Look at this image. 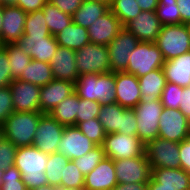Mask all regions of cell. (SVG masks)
<instances>
[{
  "label": "cell",
  "instance_id": "obj_1",
  "mask_svg": "<svg viewBox=\"0 0 190 190\" xmlns=\"http://www.w3.org/2000/svg\"><path fill=\"white\" fill-rule=\"evenodd\" d=\"M48 156L34 145L17 148L14 165L28 190L48 184L45 175Z\"/></svg>",
  "mask_w": 190,
  "mask_h": 190
},
{
  "label": "cell",
  "instance_id": "obj_2",
  "mask_svg": "<svg viewBox=\"0 0 190 190\" xmlns=\"http://www.w3.org/2000/svg\"><path fill=\"white\" fill-rule=\"evenodd\" d=\"M115 72L79 75L75 93L82 99L100 102L102 105L116 103Z\"/></svg>",
  "mask_w": 190,
  "mask_h": 190
},
{
  "label": "cell",
  "instance_id": "obj_3",
  "mask_svg": "<svg viewBox=\"0 0 190 190\" xmlns=\"http://www.w3.org/2000/svg\"><path fill=\"white\" fill-rule=\"evenodd\" d=\"M42 112H13L2 126L3 137L17 148L31 146Z\"/></svg>",
  "mask_w": 190,
  "mask_h": 190
},
{
  "label": "cell",
  "instance_id": "obj_4",
  "mask_svg": "<svg viewBox=\"0 0 190 190\" xmlns=\"http://www.w3.org/2000/svg\"><path fill=\"white\" fill-rule=\"evenodd\" d=\"M129 56L128 66L124 72L137 78L155 69H161L165 63L162 52L155 42H139Z\"/></svg>",
  "mask_w": 190,
  "mask_h": 190
},
{
  "label": "cell",
  "instance_id": "obj_5",
  "mask_svg": "<svg viewBox=\"0 0 190 190\" xmlns=\"http://www.w3.org/2000/svg\"><path fill=\"white\" fill-rule=\"evenodd\" d=\"M155 44L167 61L190 51V36L183 23L163 25Z\"/></svg>",
  "mask_w": 190,
  "mask_h": 190
},
{
  "label": "cell",
  "instance_id": "obj_6",
  "mask_svg": "<svg viewBox=\"0 0 190 190\" xmlns=\"http://www.w3.org/2000/svg\"><path fill=\"white\" fill-rule=\"evenodd\" d=\"M76 65L79 75L111 72L107 46L89 43L76 51Z\"/></svg>",
  "mask_w": 190,
  "mask_h": 190
},
{
  "label": "cell",
  "instance_id": "obj_7",
  "mask_svg": "<svg viewBox=\"0 0 190 190\" xmlns=\"http://www.w3.org/2000/svg\"><path fill=\"white\" fill-rule=\"evenodd\" d=\"M145 155L151 170L154 168L179 169V143L164 138H155L145 144Z\"/></svg>",
  "mask_w": 190,
  "mask_h": 190
},
{
  "label": "cell",
  "instance_id": "obj_8",
  "mask_svg": "<svg viewBox=\"0 0 190 190\" xmlns=\"http://www.w3.org/2000/svg\"><path fill=\"white\" fill-rule=\"evenodd\" d=\"M105 156L112 160L128 159L145 154V144L137 135L106 134L103 142Z\"/></svg>",
  "mask_w": 190,
  "mask_h": 190
},
{
  "label": "cell",
  "instance_id": "obj_9",
  "mask_svg": "<svg viewBox=\"0 0 190 190\" xmlns=\"http://www.w3.org/2000/svg\"><path fill=\"white\" fill-rule=\"evenodd\" d=\"M163 108L161 99L140 102L133 108L136 112L137 136L144 144L158 137L159 118Z\"/></svg>",
  "mask_w": 190,
  "mask_h": 190
},
{
  "label": "cell",
  "instance_id": "obj_10",
  "mask_svg": "<svg viewBox=\"0 0 190 190\" xmlns=\"http://www.w3.org/2000/svg\"><path fill=\"white\" fill-rule=\"evenodd\" d=\"M118 183H148L152 170L145 154L138 157L114 160Z\"/></svg>",
  "mask_w": 190,
  "mask_h": 190
},
{
  "label": "cell",
  "instance_id": "obj_11",
  "mask_svg": "<svg viewBox=\"0 0 190 190\" xmlns=\"http://www.w3.org/2000/svg\"><path fill=\"white\" fill-rule=\"evenodd\" d=\"M190 136V120L179 109L163 108L158 137L180 143Z\"/></svg>",
  "mask_w": 190,
  "mask_h": 190
},
{
  "label": "cell",
  "instance_id": "obj_12",
  "mask_svg": "<svg viewBox=\"0 0 190 190\" xmlns=\"http://www.w3.org/2000/svg\"><path fill=\"white\" fill-rule=\"evenodd\" d=\"M64 128L49 113H44L37 124L32 145L48 155L56 153Z\"/></svg>",
  "mask_w": 190,
  "mask_h": 190
},
{
  "label": "cell",
  "instance_id": "obj_13",
  "mask_svg": "<svg viewBox=\"0 0 190 190\" xmlns=\"http://www.w3.org/2000/svg\"><path fill=\"white\" fill-rule=\"evenodd\" d=\"M139 40L126 28H122L117 36L107 45L111 72H123L128 66L130 53L135 49Z\"/></svg>",
  "mask_w": 190,
  "mask_h": 190
},
{
  "label": "cell",
  "instance_id": "obj_14",
  "mask_svg": "<svg viewBox=\"0 0 190 190\" xmlns=\"http://www.w3.org/2000/svg\"><path fill=\"white\" fill-rule=\"evenodd\" d=\"M95 146L97 145L85 136L77 126H65L57 152L74 160L88 153Z\"/></svg>",
  "mask_w": 190,
  "mask_h": 190
},
{
  "label": "cell",
  "instance_id": "obj_15",
  "mask_svg": "<svg viewBox=\"0 0 190 190\" xmlns=\"http://www.w3.org/2000/svg\"><path fill=\"white\" fill-rule=\"evenodd\" d=\"M9 87L11 88L14 112H40L41 87L19 79H14Z\"/></svg>",
  "mask_w": 190,
  "mask_h": 190
},
{
  "label": "cell",
  "instance_id": "obj_16",
  "mask_svg": "<svg viewBox=\"0 0 190 190\" xmlns=\"http://www.w3.org/2000/svg\"><path fill=\"white\" fill-rule=\"evenodd\" d=\"M162 26L156 11H142L124 28L131 32L139 42H155Z\"/></svg>",
  "mask_w": 190,
  "mask_h": 190
},
{
  "label": "cell",
  "instance_id": "obj_17",
  "mask_svg": "<svg viewBox=\"0 0 190 190\" xmlns=\"http://www.w3.org/2000/svg\"><path fill=\"white\" fill-rule=\"evenodd\" d=\"M116 103L124 108L133 109L140 103L139 79L126 72H115Z\"/></svg>",
  "mask_w": 190,
  "mask_h": 190
},
{
  "label": "cell",
  "instance_id": "obj_18",
  "mask_svg": "<svg viewBox=\"0 0 190 190\" xmlns=\"http://www.w3.org/2000/svg\"><path fill=\"white\" fill-rule=\"evenodd\" d=\"M75 92V83L53 79L40 89V112L49 113L54 107Z\"/></svg>",
  "mask_w": 190,
  "mask_h": 190
},
{
  "label": "cell",
  "instance_id": "obj_19",
  "mask_svg": "<svg viewBox=\"0 0 190 190\" xmlns=\"http://www.w3.org/2000/svg\"><path fill=\"white\" fill-rule=\"evenodd\" d=\"M76 51L59 46L50 61L54 79L75 83L79 72L75 60Z\"/></svg>",
  "mask_w": 190,
  "mask_h": 190
},
{
  "label": "cell",
  "instance_id": "obj_20",
  "mask_svg": "<svg viewBox=\"0 0 190 190\" xmlns=\"http://www.w3.org/2000/svg\"><path fill=\"white\" fill-rule=\"evenodd\" d=\"M26 16L20 7H3L1 45L16 43L24 35Z\"/></svg>",
  "mask_w": 190,
  "mask_h": 190
},
{
  "label": "cell",
  "instance_id": "obj_21",
  "mask_svg": "<svg viewBox=\"0 0 190 190\" xmlns=\"http://www.w3.org/2000/svg\"><path fill=\"white\" fill-rule=\"evenodd\" d=\"M122 28L120 20L109 10L88 28L90 43L107 46Z\"/></svg>",
  "mask_w": 190,
  "mask_h": 190
},
{
  "label": "cell",
  "instance_id": "obj_22",
  "mask_svg": "<svg viewBox=\"0 0 190 190\" xmlns=\"http://www.w3.org/2000/svg\"><path fill=\"white\" fill-rule=\"evenodd\" d=\"M114 160L104 159L84 178L85 190H112L117 184Z\"/></svg>",
  "mask_w": 190,
  "mask_h": 190
},
{
  "label": "cell",
  "instance_id": "obj_23",
  "mask_svg": "<svg viewBox=\"0 0 190 190\" xmlns=\"http://www.w3.org/2000/svg\"><path fill=\"white\" fill-rule=\"evenodd\" d=\"M20 48L32 59L50 63L59 47L55 36H48L46 39L26 40L23 36L16 42Z\"/></svg>",
  "mask_w": 190,
  "mask_h": 190
},
{
  "label": "cell",
  "instance_id": "obj_24",
  "mask_svg": "<svg viewBox=\"0 0 190 190\" xmlns=\"http://www.w3.org/2000/svg\"><path fill=\"white\" fill-rule=\"evenodd\" d=\"M162 69L167 82L183 88L190 86V51L165 61Z\"/></svg>",
  "mask_w": 190,
  "mask_h": 190
},
{
  "label": "cell",
  "instance_id": "obj_25",
  "mask_svg": "<svg viewBox=\"0 0 190 190\" xmlns=\"http://www.w3.org/2000/svg\"><path fill=\"white\" fill-rule=\"evenodd\" d=\"M141 91L140 102H150L161 99L167 80L163 69H155L146 75L138 77Z\"/></svg>",
  "mask_w": 190,
  "mask_h": 190
},
{
  "label": "cell",
  "instance_id": "obj_26",
  "mask_svg": "<svg viewBox=\"0 0 190 190\" xmlns=\"http://www.w3.org/2000/svg\"><path fill=\"white\" fill-rule=\"evenodd\" d=\"M151 176L160 183V187L190 190V173L182 168H154Z\"/></svg>",
  "mask_w": 190,
  "mask_h": 190
},
{
  "label": "cell",
  "instance_id": "obj_27",
  "mask_svg": "<svg viewBox=\"0 0 190 190\" xmlns=\"http://www.w3.org/2000/svg\"><path fill=\"white\" fill-rule=\"evenodd\" d=\"M109 10V6L104 3L94 0H83L80 8L72 15V21L88 29L90 25Z\"/></svg>",
  "mask_w": 190,
  "mask_h": 190
},
{
  "label": "cell",
  "instance_id": "obj_28",
  "mask_svg": "<svg viewBox=\"0 0 190 190\" xmlns=\"http://www.w3.org/2000/svg\"><path fill=\"white\" fill-rule=\"evenodd\" d=\"M59 46L77 51L90 43L88 29L81 27L74 22L55 35Z\"/></svg>",
  "mask_w": 190,
  "mask_h": 190
},
{
  "label": "cell",
  "instance_id": "obj_29",
  "mask_svg": "<svg viewBox=\"0 0 190 190\" xmlns=\"http://www.w3.org/2000/svg\"><path fill=\"white\" fill-rule=\"evenodd\" d=\"M18 79L42 87L51 82L54 77L49 63L32 59Z\"/></svg>",
  "mask_w": 190,
  "mask_h": 190
},
{
  "label": "cell",
  "instance_id": "obj_30",
  "mask_svg": "<svg viewBox=\"0 0 190 190\" xmlns=\"http://www.w3.org/2000/svg\"><path fill=\"white\" fill-rule=\"evenodd\" d=\"M79 97L74 92L64 99L49 114L63 126H76Z\"/></svg>",
  "mask_w": 190,
  "mask_h": 190
},
{
  "label": "cell",
  "instance_id": "obj_31",
  "mask_svg": "<svg viewBox=\"0 0 190 190\" xmlns=\"http://www.w3.org/2000/svg\"><path fill=\"white\" fill-rule=\"evenodd\" d=\"M50 35L42 9L27 13L23 35L26 40L46 39Z\"/></svg>",
  "mask_w": 190,
  "mask_h": 190
},
{
  "label": "cell",
  "instance_id": "obj_32",
  "mask_svg": "<svg viewBox=\"0 0 190 190\" xmlns=\"http://www.w3.org/2000/svg\"><path fill=\"white\" fill-rule=\"evenodd\" d=\"M126 108L118 103L101 105L98 120L102 124L106 134L119 133L122 122V112Z\"/></svg>",
  "mask_w": 190,
  "mask_h": 190
},
{
  "label": "cell",
  "instance_id": "obj_33",
  "mask_svg": "<svg viewBox=\"0 0 190 190\" xmlns=\"http://www.w3.org/2000/svg\"><path fill=\"white\" fill-rule=\"evenodd\" d=\"M42 11L44 13L49 32L52 36H55L73 22L71 15L62 12L49 2L45 4Z\"/></svg>",
  "mask_w": 190,
  "mask_h": 190
},
{
  "label": "cell",
  "instance_id": "obj_34",
  "mask_svg": "<svg viewBox=\"0 0 190 190\" xmlns=\"http://www.w3.org/2000/svg\"><path fill=\"white\" fill-rule=\"evenodd\" d=\"M2 46L7 52L12 79H18L23 71H25V68H27L32 58L16 43H8Z\"/></svg>",
  "mask_w": 190,
  "mask_h": 190
},
{
  "label": "cell",
  "instance_id": "obj_35",
  "mask_svg": "<svg viewBox=\"0 0 190 190\" xmlns=\"http://www.w3.org/2000/svg\"><path fill=\"white\" fill-rule=\"evenodd\" d=\"M69 160V158L58 152L49 154L45 169V175L49 185L60 186L64 168Z\"/></svg>",
  "mask_w": 190,
  "mask_h": 190
},
{
  "label": "cell",
  "instance_id": "obj_36",
  "mask_svg": "<svg viewBox=\"0 0 190 190\" xmlns=\"http://www.w3.org/2000/svg\"><path fill=\"white\" fill-rule=\"evenodd\" d=\"M109 8L123 27L142 12L136 0H113Z\"/></svg>",
  "mask_w": 190,
  "mask_h": 190
},
{
  "label": "cell",
  "instance_id": "obj_37",
  "mask_svg": "<svg viewBox=\"0 0 190 190\" xmlns=\"http://www.w3.org/2000/svg\"><path fill=\"white\" fill-rule=\"evenodd\" d=\"M156 14L162 25L181 24V15L176 0H159Z\"/></svg>",
  "mask_w": 190,
  "mask_h": 190
},
{
  "label": "cell",
  "instance_id": "obj_38",
  "mask_svg": "<svg viewBox=\"0 0 190 190\" xmlns=\"http://www.w3.org/2000/svg\"><path fill=\"white\" fill-rule=\"evenodd\" d=\"M105 153L102 145L95 146L83 156L72 160L84 175L89 174L103 159Z\"/></svg>",
  "mask_w": 190,
  "mask_h": 190
},
{
  "label": "cell",
  "instance_id": "obj_39",
  "mask_svg": "<svg viewBox=\"0 0 190 190\" xmlns=\"http://www.w3.org/2000/svg\"><path fill=\"white\" fill-rule=\"evenodd\" d=\"M78 129L96 145H103L106 132L98 118L89 119L76 124Z\"/></svg>",
  "mask_w": 190,
  "mask_h": 190
},
{
  "label": "cell",
  "instance_id": "obj_40",
  "mask_svg": "<svg viewBox=\"0 0 190 190\" xmlns=\"http://www.w3.org/2000/svg\"><path fill=\"white\" fill-rule=\"evenodd\" d=\"M85 175L80 172L79 168L72 160H69L64 168L63 176L59 187L63 188H84Z\"/></svg>",
  "mask_w": 190,
  "mask_h": 190
},
{
  "label": "cell",
  "instance_id": "obj_41",
  "mask_svg": "<svg viewBox=\"0 0 190 190\" xmlns=\"http://www.w3.org/2000/svg\"><path fill=\"white\" fill-rule=\"evenodd\" d=\"M184 88L167 82L161 95V103L167 109H179Z\"/></svg>",
  "mask_w": 190,
  "mask_h": 190
},
{
  "label": "cell",
  "instance_id": "obj_42",
  "mask_svg": "<svg viewBox=\"0 0 190 190\" xmlns=\"http://www.w3.org/2000/svg\"><path fill=\"white\" fill-rule=\"evenodd\" d=\"M101 103L97 101H90L79 97L78 112L76 115V124L84 122L89 119L98 118Z\"/></svg>",
  "mask_w": 190,
  "mask_h": 190
},
{
  "label": "cell",
  "instance_id": "obj_43",
  "mask_svg": "<svg viewBox=\"0 0 190 190\" xmlns=\"http://www.w3.org/2000/svg\"><path fill=\"white\" fill-rule=\"evenodd\" d=\"M0 190H28L21 178V173L15 165L5 170L2 176Z\"/></svg>",
  "mask_w": 190,
  "mask_h": 190
},
{
  "label": "cell",
  "instance_id": "obj_44",
  "mask_svg": "<svg viewBox=\"0 0 190 190\" xmlns=\"http://www.w3.org/2000/svg\"><path fill=\"white\" fill-rule=\"evenodd\" d=\"M17 147L8 139L3 137L0 140V170H6L15 163Z\"/></svg>",
  "mask_w": 190,
  "mask_h": 190
},
{
  "label": "cell",
  "instance_id": "obj_45",
  "mask_svg": "<svg viewBox=\"0 0 190 190\" xmlns=\"http://www.w3.org/2000/svg\"><path fill=\"white\" fill-rule=\"evenodd\" d=\"M14 112L12 104L11 88H0V126H3L7 118Z\"/></svg>",
  "mask_w": 190,
  "mask_h": 190
},
{
  "label": "cell",
  "instance_id": "obj_46",
  "mask_svg": "<svg viewBox=\"0 0 190 190\" xmlns=\"http://www.w3.org/2000/svg\"><path fill=\"white\" fill-rule=\"evenodd\" d=\"M119 133L126 135H137L136 112L134 109H125L122 112L121 128Z\"/></svg>",
  "mask_w": 190,
  "mask_h": 190
},
{
  "label": "cell",
  "instance_id": "obj_47",
  "mask_svg": "<svg viewBox=\"0 0 190 190\" xmlns=\"http://www.w3.org/2000/svg\"><path fill=\"white\" fill-rule=\"evenodd\" d=\"M12 81L7 52L5 48L0 45V88L9 86Z\"/></svg>",
  "mask_w": 190,
  "mask_h": 190
},
{
  "label": "cell",
  "instance_id": "obj_48",
  "mask_svg": "<svg viewBox=\"0 0 190 190\" xmlns=\"http://www.w3.org/2000/svg\"><path fill=\"white\" fill-rule=\"evenodd\" d=\"M48 2L72 16L80 8L83 0H48Z\"/></svg>",
  "mask_w": 190,
  "mask_h": 190
},
{
  "label": "cell",
  "instance_id": "obj_49",
  "mask_svg": "<svg viewBox=\"0 0 190 190\" xmlns=\"http://www.w3.org/2000/svg\"><path fill=\"white\" fill-rule=\"evenodd\" d=\"M179 161L181 168L190 173V136L179 143Z\"/></svg>",
  "mask_w": 190,
  "mask_h": 190
},
{
  "label": "cell",
  "instance_id": "obj_50",
  "mask_svg": "<svg viewBox=\"0 0 190 190\" xmlns=\"http://www.w3.org/2000/svg\"><path fill=\"white\" fill-rule=\"evenodd\" d=\"M48 0H18L16 7H20L26 13L41 10Z\"/></svg>",
  "mask_w": 190,
  "mask_h": 190
},
{
  "label": "cell",
  "instance_id": "obj_51",
  "mask_svg": "<svg viewBox=\"0 0 190 190\" xmlns=\"http://www.w3.org/2000/svg\"><path fill=\"white\" fill-rule=\"evenodd\" d=\"M179 110L190 120V86L184 88Z\"/></svg>",
  "mask_w": 190,
  "mask_h": 190
},
{
  "label": "cell",
  "instance_id": "obj_52",
  "mask_svg": "<svg viewBox=\"0 0 190 190\" xmlns=\"http://www.w3.org/2000/svg\"><path fill=\"white\" fill-rule=\"evenodd\" d=\"M181 15V23L190 21V0H176Z\"/></svg>",
  "mask_w": 190,
  "mask_h": 190
},
{
  "label": "cell",
  "instance_id": "obj_53",
  "mask_svg": "<svg viewBox=\"0 0 190 190\" xmlns=\"http://www.w3.org/2000/svg\"><path fill=\"white\" fill-rule=\"evenodd\" d=\"M148 183H117L112 190H147Z\"/></svg>",
  "mask_w": 190,
  "mask_h": 190
},
{
  "label": "cell",
  "instance_id": "obj_54",
  "mask_svg": "<svg viewBox=\"0 0 190 190\" xmlns=\"http://www.w3.org/2000/svg\"><path fill=\"white\" fill-rule=\"evenodd\" d=\"M142 11H156L159 0H136Z\"/></svg>",
  "mask_w": 190,
  "mask_h": 190
},
{
  "label": "cell",
  "instance_id": "obj_55",
  "mask_svg": "<svg viewBox=\"0 0 190 190\" xmlns=\"http://www.w3.org/2000/svg\"><path fill=\"white\" fill-rule=\"evenodd\" d=\"M147 190H176L175 188L169 187H160V183H158L152 176L148 182Z\"/></svg>",
  "mask_w": 190,
  "mask_h": 190
},
{
  "label": "cell",
  "instance_id": "obj_56",
  "mask_svg": "<svg viewBox=\"0 0 190 190\" xmlns=\"http://www.w3.org/2000/svg\"><path fill=\"white\" fill-rule=\"evenodd\" d=\"M17 3L18 0H0V6L2 7L16 6Z\"/></svg>",
  "mask_w": 190,
  "mask_h": 190
},
{
  "label": "cell",
  "instance_id": "obj_57",
  "mask_svg": "<svg viewBox=\"0 0 190 190\" xmlns=\"http://www.w3.org/2000/svg\"><path fill=\"white\" fill-rule=\"evenodd\" d=\"M32 190H59V187L46 184V185H43L41 187L34 188Z\"/></svg>",
  "mask_w": 190,
  "mask_h": 190
},
{
  "label": "cell",
  "instance_id": "obj_58",
  "mask_svg": "<svg viewBox=\"0 0 190 190\" xmlns=\"http://www.w3.org/2000/svg\"><path fill=\"white\" fill-rule=\"evenodd\" d=\"M2 23H3V7L0 6V45H1V29H2Z\"/></svg>",
  "mask_w": 190,
  "mask_h": 190
},
{
  "label": "cell",
  "instance_id": "obj_59",
  "mask_svg": "<svg viewBox=\"0 0 190 190\" xmlns=\"http://www.w3.org/2000/svg\"><path fill=\"white\" fill-rule=\"evenodd\" d=\"M94 1L104 3V4H106V5H108L110 7L113 0H94Z\"/></svg>",
  "mask_w": 190,
  "mask_h": 190
},
{
  "label": "cell",
  "instance_id": "obj_60",
  "mask_svg": "<svg viewBox=\"0 0 190 190\" xmlns=\"http://www.w3.org/2000/svg\"><path fill=\"white\" fill-rule=\"evenodd\" d=\"M59 190H85L84 188H63L59 187Z\"/></svg>",
  "mask_w": 190,
  "mask_h": 190
},
{
  "label": "cell",
  "instance_id": "obj_61",
  "mask_svg": "<svg viewBox=\"0 0 190 190\" xmlns=\"http://www.w3.org/2000/svg\"><path fill=\"white\" fill-rule=\"evenodd\" d=\"M184 25L186 26L187 31H188V34H189V36H190V21L184 23Z\"/></svg>",
  "mask_w": 190,
  "mask_h": 190
},
{
  "label": "cell",
  "instance_id": "obj_62",
  "mask_svg": "<svg viewBox=\"0 0 190 190\" xmlns=\"http://www.w3.org/2000/svg\"><path fill=\"white\" fill-rule=\"evenodd\" d=\"M4 170H0V185H2V176L4 175Z\"/></svg>",
  "mask_w": 190,
  "mask_h": 190
},
{
  "label": "cell",
  "instance_id": "obj_63",
  "mask_svg": "<svg viewBox=\"0 0 190 190\" xmlns=\"http://www.w3.org/2000/svg\"><path fill=\"white\" fill-rule=\"evenodd\" d=\"M3 138V129L2 126H0V140Z\"/></svg>",
  "mask_w": 190,
  "mask_h": 190
}]
</instances>
